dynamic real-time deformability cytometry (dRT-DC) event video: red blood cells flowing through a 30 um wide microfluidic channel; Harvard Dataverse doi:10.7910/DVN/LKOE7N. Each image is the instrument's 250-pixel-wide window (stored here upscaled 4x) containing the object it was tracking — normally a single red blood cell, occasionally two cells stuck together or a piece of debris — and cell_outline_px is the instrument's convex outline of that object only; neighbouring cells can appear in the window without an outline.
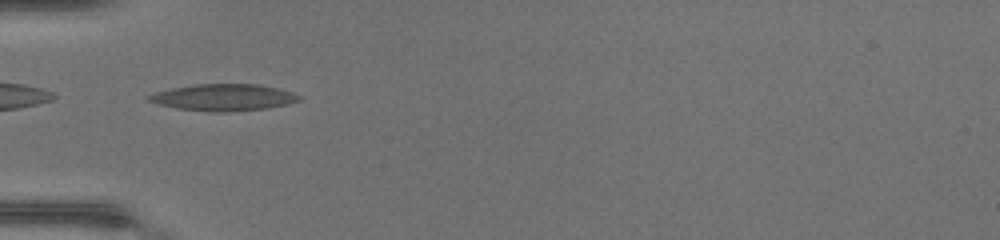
{"species": "common noctule bat (a hibernating species)", "species_latin": "Nyctalus noctula", "temperature_condition": "warm", "stored_images_in_passage": 30, "camera_frame_rate_fps": 3000, "um_per_image_px": 0.085, "animal": {"sex": "female", "body_mass_g": 17.0, "forearm_length_mm": 48.0}, "frame": {"image": 1, "passage_image": 2, "time_ms": 0.333, "image_size_px": [1000, 240], "cell_outline_px": [[300, 100], [288, 104], [268, 108], [228, 112], [216, 112], [176, 108], [160, 104], [148, 100], [148, 96], [156, 92], [172, 88], [196, 84], [256, 84], [276, 88], [292, 92], [300, 96]], "centroid_in_image_um": [19.03, 8.28], "position_along_channel_um": 66.0, "area_um2": 23.12}}
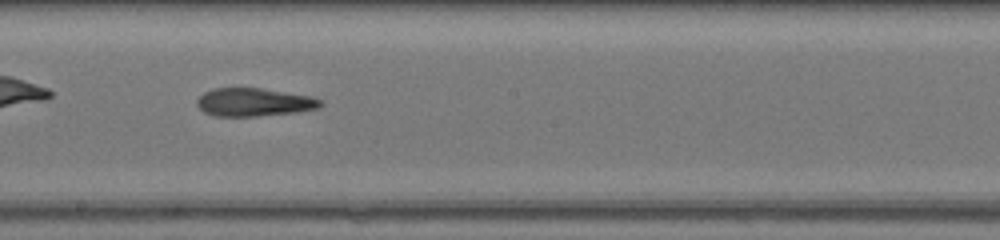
{"frame": {"image": 2, "passage_image": 13, "time_ms": 4.0, "image_size_px": [1000, 240], "cell_outline_px": [[320, 104], [316, 108], [296, 112], [256, 116], [216, 116], [204, 112], [196, 104], [196, 100], [204, 92], [216, 88], [260, 88], [308, 96], [320, 100]], "centroid_in_image_um": [21.51, 8.69], "position_along_channel_um": 226.7, "area_um2": 19.83}}
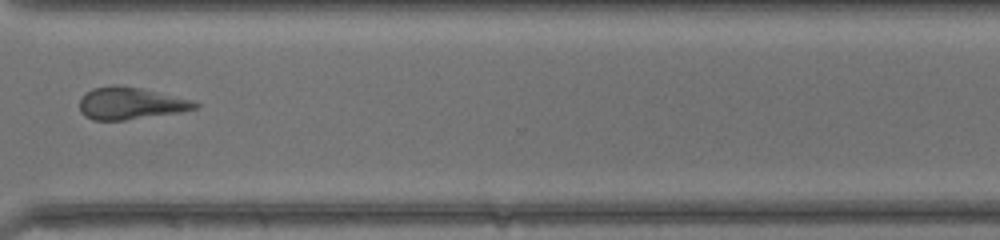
{"frame": {"image": 3, "passage_image": 22, "time_ms": 7.0, "image_size_px": [1000, 240], "cell_outline_px": [[200, 104], [196, 108], [180, 112], [124, 120], [92, 120], [84, 116], [80, 112], [80, 100], [92, 88], [140, 88], [196, 100]], "centroid_in_image_um": [11.16, 8.83], "position_along_channel_um": 359.4, "area_um2": 20.92}, "authors_computed_cell_mechanics": {"area_um2": 20.9236, "velocity_mm_per_s": 4.4261, "shape_relaxation_time_tau1_ms": null, "shape_relaxation_time_tau2_ms": 8.4672, "deformation_change_tau1": null, "deformation_change_tau2": 0.2853}}